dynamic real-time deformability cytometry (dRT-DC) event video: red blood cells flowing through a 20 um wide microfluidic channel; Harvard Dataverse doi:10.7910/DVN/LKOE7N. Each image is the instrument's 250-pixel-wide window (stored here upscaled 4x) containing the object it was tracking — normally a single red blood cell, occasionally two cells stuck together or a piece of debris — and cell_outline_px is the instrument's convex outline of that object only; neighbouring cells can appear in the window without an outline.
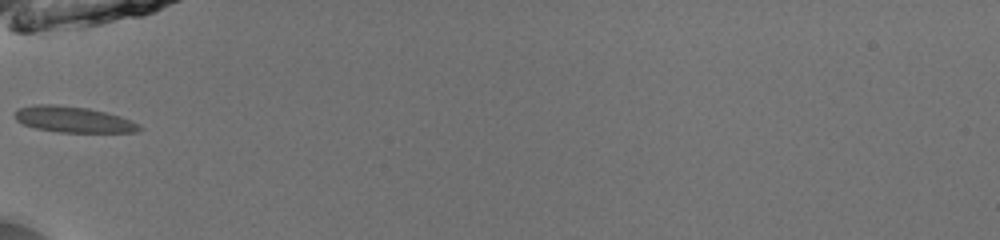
{"species": "common noctule bat (a hibernating species)", "species_latin": "Nyctalus noctula", "temperature_condition": "room temperature", "stored_images_in_passage": 33, "camera_frame_rate_fps": 3000, "um_per_image_px": 0.085, "animal": {"sex": "male", "body_mass_g": 13.0, "forearm_length_mm": 53.1}, "frame": {"image": 1, "passage_image": 1, "time_ms": 0.0, "image_size_px": [1000, 240], "cell_outline_px": [[144, 128], [136, 132], [60, 132], [36, 128], [24, 124], [16, 120], [16, 108], [36, 104], [56, 104], [88, 108], [120, 116], [132, 120]], "centroid_in_image_um": [6.25, 10.15], "position_along_channel_um": 78.8, "area_um2": 18.79}}
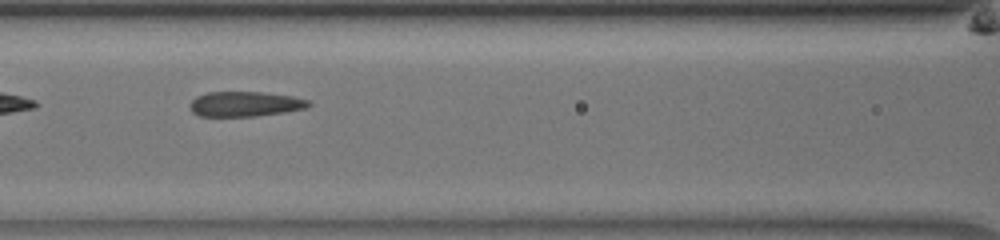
{"frame": {"image": 2, "passage_image": 6, "time_ms": 1.667, "image_size_px": [1000, 240], "cell_outline_px": [[312, 104], [308, 108], [284, 112], [256, 116], [200, 116], [192, 112], [188, 104], [196, 96], [208, 92], [260, 92], [292, 96], [308, 100]], "centroid_in_image_um": [20.82, 8.84], "position_along_channel_um": 145.8, "area_um2": 17.34}}
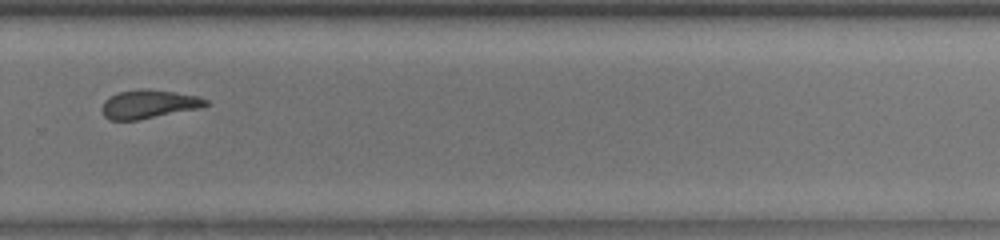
{"frame": {"image": 3, "passage_image": 19, "time_ms": 6.0, "image_size_px": [1000, 240], "cell_outline_px": [[212, 104], [200, 108], [136, 120], [108, 120], [104, 116], [100, 108], [104, 100], [108, 96], [120, 92], [140, 88], [176, 92], [200, 96], [208, 100]], "centroid_in_image_um": [12.64, 8.84], "position_along_channel_um": 317.2, "area_um2": 17.51}, "authors_computed_cell_mechanics": {"area_um2": 17.8024, "velocity_mm_per_s": 3.9688, "shape_relaxation_time_tau1_ms": null, "shape_relaxation_time_tau2_ms": 2.4247, "deformation_change_tau1": null, "deformation_change_tau2": 0.059}}